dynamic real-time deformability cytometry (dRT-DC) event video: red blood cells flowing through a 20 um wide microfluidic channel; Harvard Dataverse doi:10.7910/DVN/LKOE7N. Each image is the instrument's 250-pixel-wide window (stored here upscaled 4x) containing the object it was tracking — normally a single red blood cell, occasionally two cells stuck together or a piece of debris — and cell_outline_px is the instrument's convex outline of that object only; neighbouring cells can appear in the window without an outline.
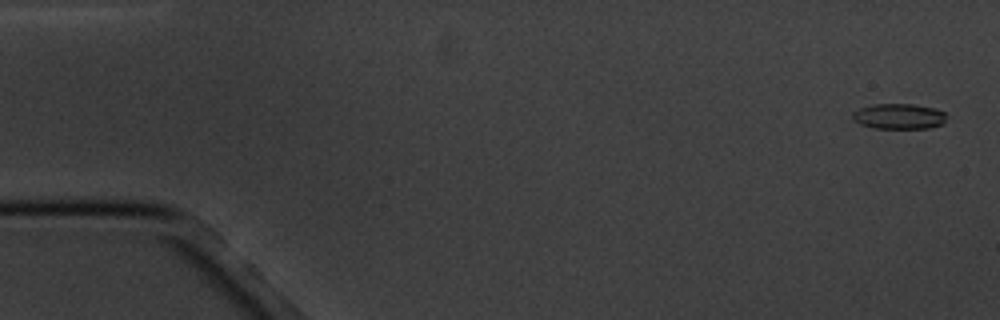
{"species": "common noctule bat (a hibernating species)", "species_latin": "Nyctalus noctula", "temperature_condition": "cold", "stored_images_in_passage": 5, "camera_frame_rate_fps": 3000, "um_per_image_px": 0.085, "animal": {"sex": "male", "body_mass_g": 20.1, "forearm_length_mm": 53.5}, "frame": {"image": 1, "passage_image": 1, "time_ms": 0.0, "image_size_px": [1000, 320], "cell_outline_px": [[944, 124], [928, 128], [872, 128], [860, 124], [852, 120], [852, 112], [860, 108], [872, 104], [912, 104], [936, 108], [944, 112]], "centroid_in_image_um": [76.37, 9.89], "position_along_channel_um": 8.6, "area_um2": 13.99}}